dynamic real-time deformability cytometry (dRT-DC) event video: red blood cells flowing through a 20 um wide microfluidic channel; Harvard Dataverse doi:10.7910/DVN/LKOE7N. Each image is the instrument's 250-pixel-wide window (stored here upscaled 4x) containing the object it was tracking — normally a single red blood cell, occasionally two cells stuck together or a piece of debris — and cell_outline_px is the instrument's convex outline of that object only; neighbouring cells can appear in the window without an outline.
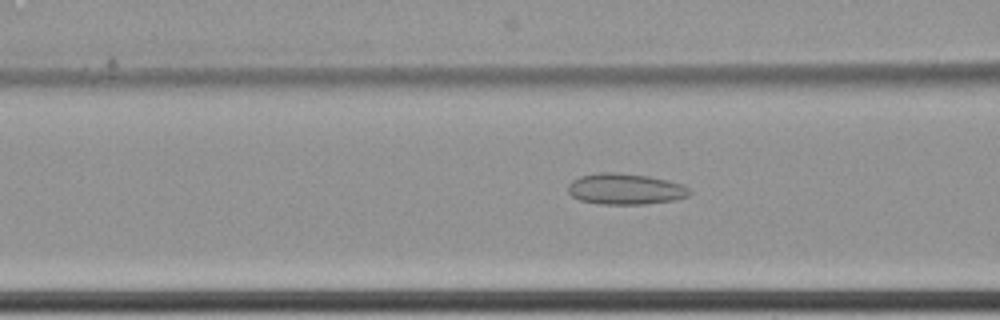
{"species": "common noctule bat (a hibernating species)", "species_latin": "Nyctalus noctula", "temperature_condition": "cold", "stored_images_in_passage": 64, "camera_frame_rate_fps": 3000, "um_per_image_px": 0.085, "animal": {"sex": "female", "body_mass_g": 22.7, "forearm_length_mm": 54.2}, "frame": {"image": 1, "passage_image": 29, "time_ms": 9.333, "image_size_px": [1000, 320], "cell_outline_px": [[692, 192], [688, 196], [676, 200], [644, 204], [600, 204], [580, 200], [572, 196], [568, 192], [568, 184], [572, 180], [580, 176], [600, 172], [616, 172], [648, 176], [684, 184], [692, 188]], "centroid_in_image_um": [53.19, 16.06], "position_along_channel_um": 113.4, "area_um2": 22.2}}
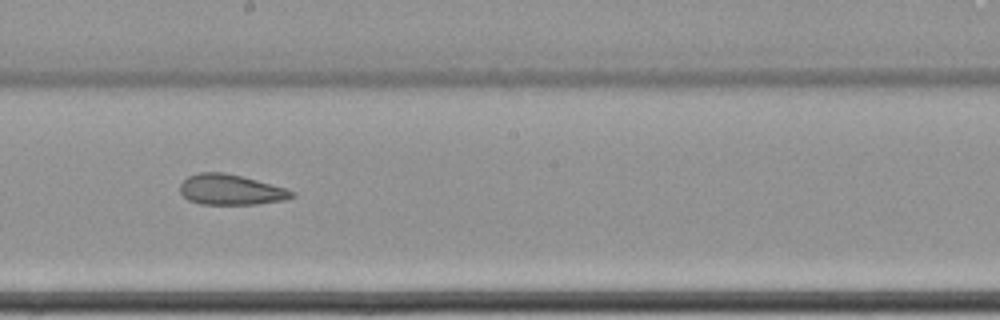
{"frame": {"image": 2, "passage_image": 39, "time_ms": 12.667, "image_size_px": [1000, 320], "cell_outline_px": [[296, 196], [284, 200], [256, 204], [200, 204], [188, 200], [180, 192], [180, 184], [188, 176], [200, 172], [224, 172], [288, 188], [296, 192]], "centroid_in_image_um": [19.64, 16.13], "position_along_channel_um": 228.6, "area_um2": 19.88}}
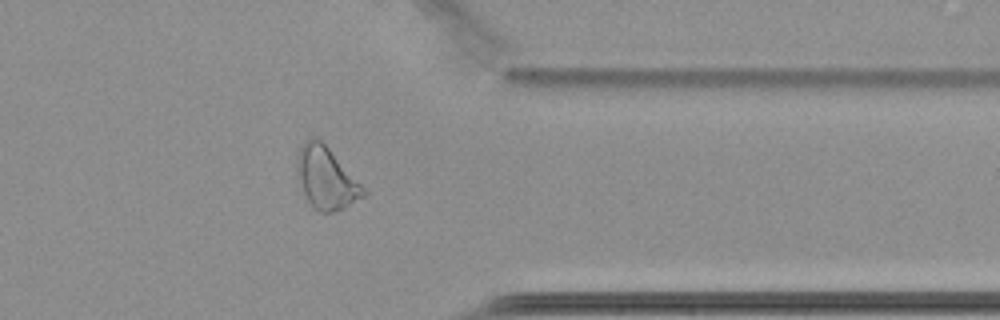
{"frame": {"image": 3, "passage_image": 53, "time_ms": 17.333, "image_size_px": [1000, 320], "cell_outline_px": [[368, 192], [364, 196], [344, 208], [332, 212], [320, 212], [312, 208], [296, 176], [296, 156], [300, 148], [312, 136], [320, 140], [328, 148]], "centroid_in_image_um": [27.69, 15.16], "position_along_channel_um": 383.7, "area_um2": 23.58}, "authors_computed_cell_mechanics": {"area_um2": 25.7788, "velocity_mm_per_s": 3.4509, "shape_relaxation_time_tau1_ms": null, "shape_relaxation_time_tau2_ms": 3.4297, "deformation_change_tau1": null, "deformation_change_tau2": 0.1077}}